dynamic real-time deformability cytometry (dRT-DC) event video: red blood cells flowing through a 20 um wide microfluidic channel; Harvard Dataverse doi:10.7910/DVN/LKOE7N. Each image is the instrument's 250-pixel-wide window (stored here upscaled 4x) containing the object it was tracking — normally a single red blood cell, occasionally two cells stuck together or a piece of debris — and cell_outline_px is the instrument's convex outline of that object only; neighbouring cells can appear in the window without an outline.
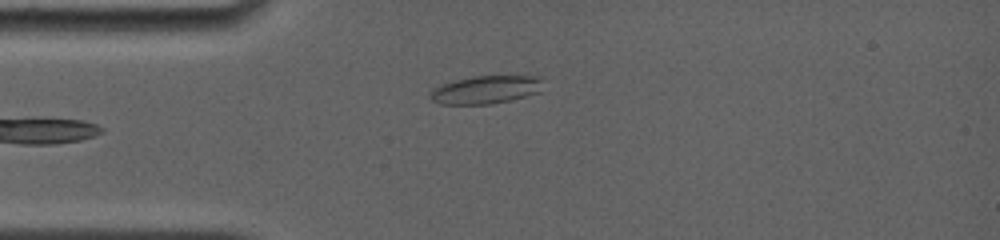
{"species": "common noctule bat (a hibernating species)", "species_latin": "Nyctalus noctula", "temperature_condition": "room temperature", "stored_images_in_passage": 28, "camera_frame_rate_fps": 4000, "um_per_image_px": 0.085, "animal": {"sex": "female", "body_mass_g": 19.0, "forearm_length_mm": 56.7}, "frame": {"image": 1, "passage_image": 4, "time_ms": 0.75, "image_size_px": [1000, 240], "cell_outline_px": [[544, 80], [540, 92], [492, 104], [440, 104], [432, 100], [428, 96], [436, 88], [444, 84], [456, 80], [476, 76], [544, 76]], "centroid_in_image_um": [41.36, 7.62], "position_along_channel_um": 43.6, "area_um2": 18.26}}
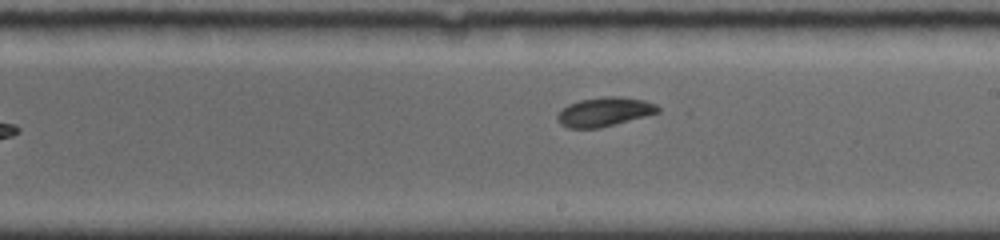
{"frame": {"image": 2, "passage_image": 17, "time_ms": 6.25, "image_size_px": [1000, 240], "cell_outline_px": [[660, 112], [600, 128], [568, 128], [560, 124], [556, 120], [556, 116], [568, 104], [580, 100], [604, 96], [620, 96], [644, 100], [656, 104], [660, 108]], "centroid_in_image_um": [51.37, 9.5], "position_along_channel_um": 237.6, "area_um2": 17.05}}
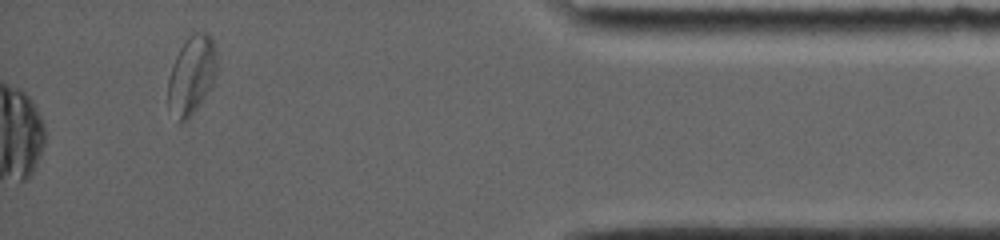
{"frame": {"image": 3, "passage_image": 28, "time_ms": 12.0, "image_size_px": [1000, 240], "cell_outline_px": [[216, 76], [212, 88], [196, 108], [180, 124], [168, 108], [168, 76], [172, 64], [180, 48], [188, 36], [192, 32], [208, 32], [212, 36], [216, 48]], "centroid_in_image_um": [16.3, 6.34], "position_along_channel_um": 418.9, "area_um2": 22.6}, "authors_computed_cell_mechanics": {"area_um2": 17.8024, "velocity_mm_per_s": 3.7763, "shape_relaxation_time_tau1_ms": 5.4623, "shape_relaxation_time_tau2_ms": 1.8862, "deformation_change_tau1": 0.1411, "deformation_change_tau2": 0.0572}}